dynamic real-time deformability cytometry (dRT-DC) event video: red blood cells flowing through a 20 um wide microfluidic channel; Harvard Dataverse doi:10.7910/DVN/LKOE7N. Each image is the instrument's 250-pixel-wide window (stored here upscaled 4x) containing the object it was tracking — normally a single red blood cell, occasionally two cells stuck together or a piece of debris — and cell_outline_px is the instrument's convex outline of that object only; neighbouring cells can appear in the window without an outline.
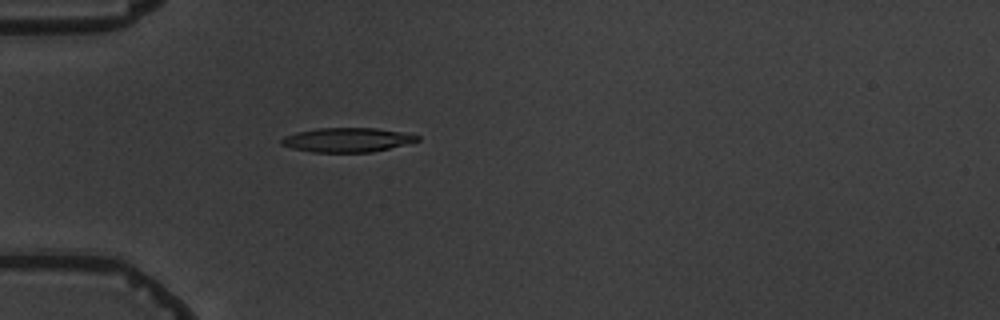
{"species": "common noctule bat (a hibernating species)", "species_latin": "Nyctalus noctula", "temperature_condition": "warm", "stored_images_in_passage": 3, "camera_frame_rate_fps": 3000, "um_per_image_px": 0.085, "animal": {"sex": "male", "body_mass_g": 19.5, "forearm_length_mm": 54.6}, "frame": {"image": 1, "passage_image": 3, "time_ms": 3.0, "image_size_px": [1000, 320], "cell_outline_px": [[420, 140], [372, 152], [312, 152], [292, 148], [280, 144], [280, 140], [284, 136], [296, 132], [316, 128], [376, 128], [400, 132], [420, 136]], "centroid_in_image_um": [29.45, 11.89], "position_along_channel_um": 55.5, "area_um2": 19.07}}